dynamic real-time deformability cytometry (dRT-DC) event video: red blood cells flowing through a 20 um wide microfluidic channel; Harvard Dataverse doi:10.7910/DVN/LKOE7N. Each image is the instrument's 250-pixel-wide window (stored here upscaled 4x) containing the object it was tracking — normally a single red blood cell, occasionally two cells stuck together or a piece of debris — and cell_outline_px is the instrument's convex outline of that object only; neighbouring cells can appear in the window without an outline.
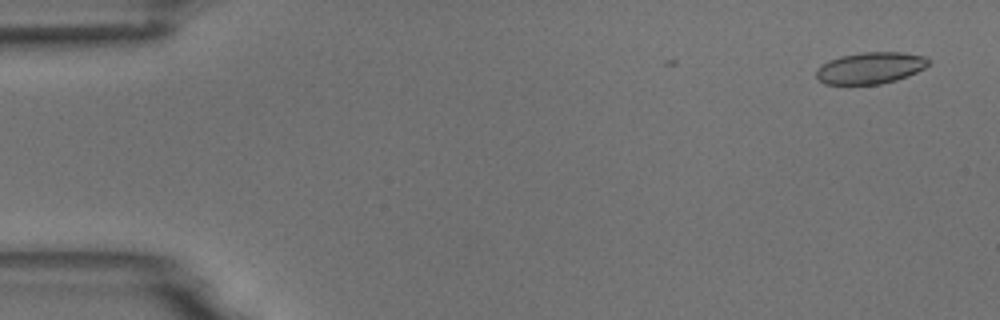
{"species": "common noctule bat (a hibernating species)", "species_latin": "Nyctalus noctula", "temperature_condition": "room temperature", "stored_images_in_passage": 4, "camera_frame_rate_fps": 3000, "um_per_image_px": 0.085, "animal": {"sex": "male", "body_mass_g": 18.8}, "frame": {"image": 1, "passage_image": 1, "time_ms": 0.0, "image_size_px": [1000, 320], "cell_outline_px": [[928, 64], [924, 68], [908, 76], [896, 80], [880, 84], [824, 84], [816, 76], [816, 72], [820, 64], [828, 60], [840, 56], [860, 52], [900, 52], [924, 56], [928, 60]], "centroid_in_image_um": [73.94, 5.77], "position_along_channel_um": 11.1, "area_um2": 20.63}}
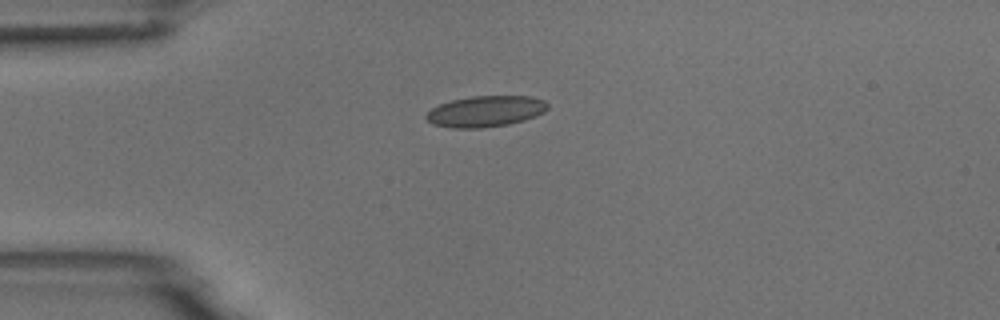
{"frame": {"image": 2, "passage_image": 4, "time_ms": 3.667, "image_size_px": [1000, 320], "cell_outline_px": [[548, 108], [544, 112], [536, 116], [524, 120], [508, 124], [480, 128], [452, 128], [432, 124], [424, 116], [432, 108], [440, 104], [452, 100], [472, 96], [532, 96], [544, 100], [548, 104]], "centroid_in_image_um": [41.28, 9.46], "position_along_channel_um": 43.7, "area_um2": 21.96}}